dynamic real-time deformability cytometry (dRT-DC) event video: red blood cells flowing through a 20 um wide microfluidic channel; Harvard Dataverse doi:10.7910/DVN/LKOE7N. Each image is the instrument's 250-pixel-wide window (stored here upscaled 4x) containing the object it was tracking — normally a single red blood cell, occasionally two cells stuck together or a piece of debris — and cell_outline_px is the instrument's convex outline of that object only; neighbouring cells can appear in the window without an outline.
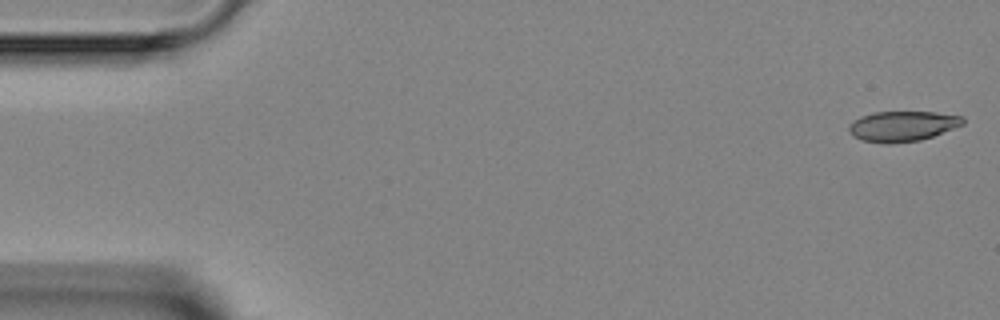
{"species": "Egyptian fruit bat (a non-hibernating species)", "species_latin": "Rousettus aegyptiacus", "temperature_condition": "room temperature", "stored_images_in_passage": 2, "camera_frame_rate_fps": 3000, "um_per_image_px": 0.085, "animal": {"sex": "female"}, "frame": {"image": 1, "passage_image": 2, "time_ms": 1.333, "image_size_px": [1000, 320], "cell_outline_px": [[964, 124], [932, 136], [920, 140], [892, 144], [884, 144], [860, 140], [852, 136], [848, 132], [848, 124], [860, 116], [872, 112], [936, 112], [964, 116]], "centroid_in_image_um": [76.66, 10.73], "position_along_channel_um": 8.3, "area_um2": 20.4}}